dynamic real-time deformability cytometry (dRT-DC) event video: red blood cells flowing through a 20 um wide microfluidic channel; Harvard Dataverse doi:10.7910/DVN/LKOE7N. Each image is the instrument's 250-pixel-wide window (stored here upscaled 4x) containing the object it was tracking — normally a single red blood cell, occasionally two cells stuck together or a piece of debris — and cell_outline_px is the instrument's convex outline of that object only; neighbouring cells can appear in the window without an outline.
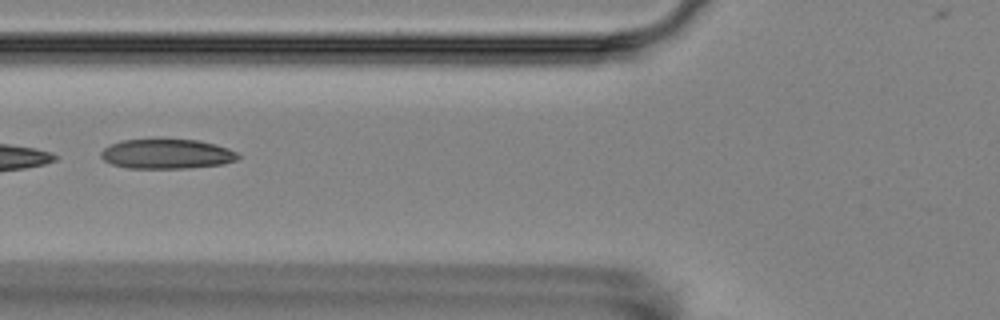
{"species": "Egyptian fruit bat (a non-hibernating species)", "species_latin": "Rousettus aegyptiacus", "temperature_condition": "room temperature", "stored_images_in_passage": 6, "camera_frame_rate_fps": 3000, "um_per_image_px": 0.085, "animal": {"sex": "female"}, "frame": {"image": 1, "passage_image": 5, "time_ms": 5.333, "image_size_px": [1000, 320], "cell_outline_px": [[240, 156], [236, 160], [224, 164], [188, 168], [128, 168], [112, 164], [104, 160], [100, 156], [100, 152], [104, 148], [120, 140], [200, 140], [216, 144], [228, 148], [236, 152]], "centroid_in_image_um": [14.19, 13.09], "position_along_channel_um": 111.6, "area_um2": 23.64}}
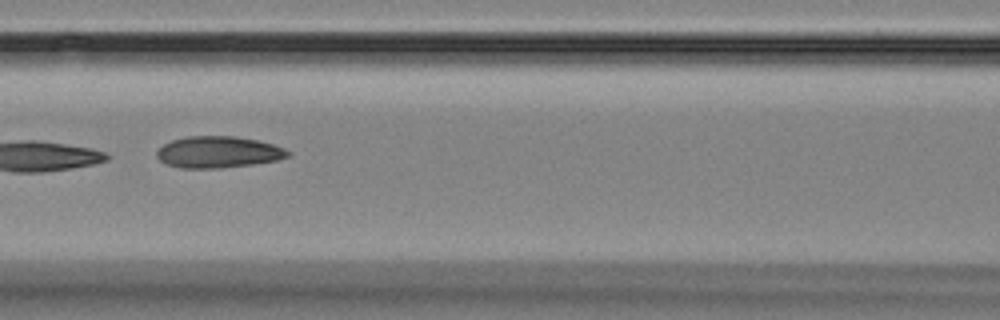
{"frame": {"image": 2, "passage_image": 6, "time_ms": 6.333, "image_size_px": [1000, 320], "cell_outline_px": [[292, 156], [276, 160], [252, 164], [220, 168], [180, 168], [168, 164], [160, 160], [156, 156], [156, 152], [164, 144], [172, 140], [188, 136], [236, 136], [260, 140], [284, 148], [292, 152]], "centroid_in_image_um": [18.59, 12.92], "position_along_channel_um": 148.0, "area_um2": 24.16}}